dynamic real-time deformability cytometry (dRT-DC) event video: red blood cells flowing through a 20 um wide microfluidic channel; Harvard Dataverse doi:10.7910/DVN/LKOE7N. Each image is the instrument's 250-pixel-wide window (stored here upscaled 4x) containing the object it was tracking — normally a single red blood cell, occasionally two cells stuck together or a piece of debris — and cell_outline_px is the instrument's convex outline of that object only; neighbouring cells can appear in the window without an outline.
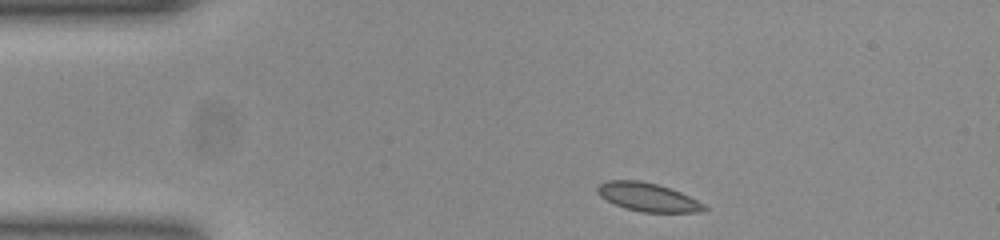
{"species": "common noctule bat (a hibernating species)", "species_latin": "Nyctalus noctula", "temperature_condition": "room temperature", "stored_images_in_passage": 1, "camera_frame_rate_fps": 3000, "um_per_image_px": 0.085, "animal": {"sex": "female", "body_mass_g": 23.0, "forearm_length_mm": 53.4}, "frame": {"image": 1, "passage_image": 1, "time_ms": 0.0, "image_size_px": [1000, 240], "cell_outline_px": [[708, 208], [700, 212], [644, 212], [624, 208], [600, 196], [596, 192], [596, 188], [600, 184], [608, 180], [640, 180], [656, 184], [680, 192], [704, 204]], "centroid_in_image_um": [55.04, 16.75], "position_along_channel_um": 30.0, "area_um2": 17.46}}